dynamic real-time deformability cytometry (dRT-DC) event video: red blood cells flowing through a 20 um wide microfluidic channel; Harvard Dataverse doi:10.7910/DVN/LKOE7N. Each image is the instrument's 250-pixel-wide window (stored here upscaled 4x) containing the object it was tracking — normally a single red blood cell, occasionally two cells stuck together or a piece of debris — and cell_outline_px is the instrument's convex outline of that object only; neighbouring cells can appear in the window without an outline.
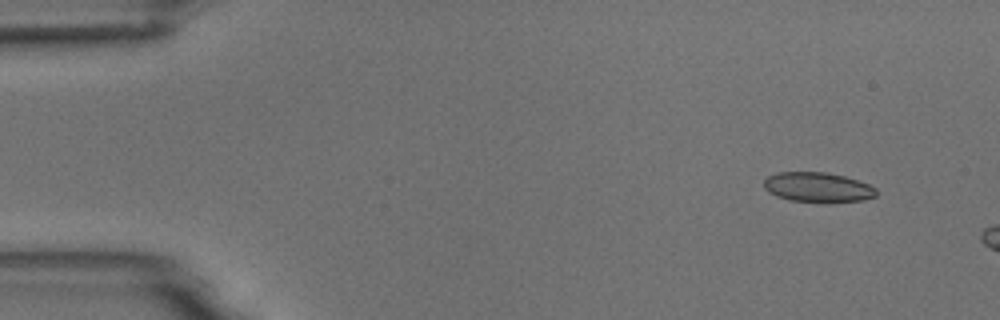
{"species": "common noctule bat (a hibernating species)", "species_latin": "Nyctalus noctula", "temperature_condition": "room temperature", "stored_images_in_passage": 2, "camera_frame_rate_fps": 3000, "um_per_image_px": 0.085, "animal": {"sex": "male", "body_mass_g": 18.8}, "frame": {"image": 1, "passage_image": 2, "time_ms": 2.0, "image_size_px": [1000, 320], "cell_outline_px": [[876, 196], [864, 200], [828, 204], [792, 200], [776, 196], [768, 192], [764, 188], [764, 180], [768, 176], [776, 172], [828, 172], [844, 176], [868, 184], [876, 188]], "centroid_in_image_um": [69.51, 15.94], "position_along_channel_um": 15.5, "area_um2": 19.94}}